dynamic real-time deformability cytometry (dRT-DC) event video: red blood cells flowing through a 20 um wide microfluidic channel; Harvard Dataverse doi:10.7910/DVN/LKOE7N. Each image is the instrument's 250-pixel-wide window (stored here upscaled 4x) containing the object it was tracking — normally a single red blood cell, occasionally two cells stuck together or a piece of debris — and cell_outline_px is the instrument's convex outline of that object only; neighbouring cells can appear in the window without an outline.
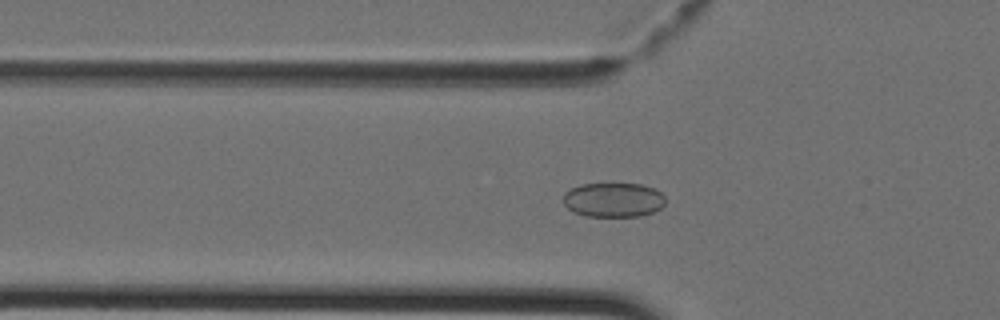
{"species": "Egyptian fruit bat (a non-hibernating species)", "species_latin": "Rousettus aegyptiacus", "temperature_condition": "cold", "stored_images_in_passage": 38, "camera_frame_rate_fps": 3000, "um_per_image_px": 0.085, "animal": {"sex": "female"}, "frame": {"image": 1, "passage_image": 14, "time_ms": 4.333, "image_size_px": [1000, 320], "cell_outline_px": [[664, 204], [660, 208], [652, 212], [640, 216], [584, 216], [572, 212], [564, 204], [564, 192], [572, 188], [584, 184], [640, 184], [656, 188], [664, 196]], "centroid_in_image_um": [52.13, 16.99], "position_along_channel_um": 73.7, "area_um2": 20.46}}
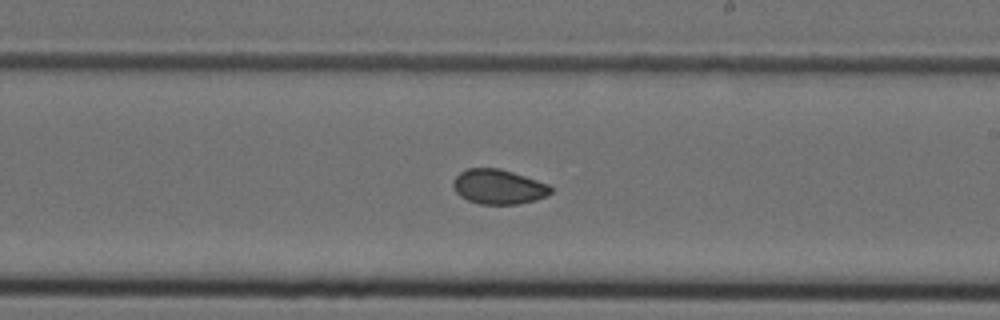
{"frame": {"image": 2, "passage_image": 25, "time_ms": 8.0, "image_size_px": [1000, 320], "cell_outline_px": [[552, 192], [548, 196], [536, 200], [516, 204], [480, 204], [468, 200], [460, 196], [456, 192], [452, 184], [452, 180], [460, 172], [468, 168], [500, 168], [548, 184], [552, 188]], "centroid_in_image_um": [42.36, 15.88], "position_along_channel_um": 246.6, "area_um2": 19.77}}
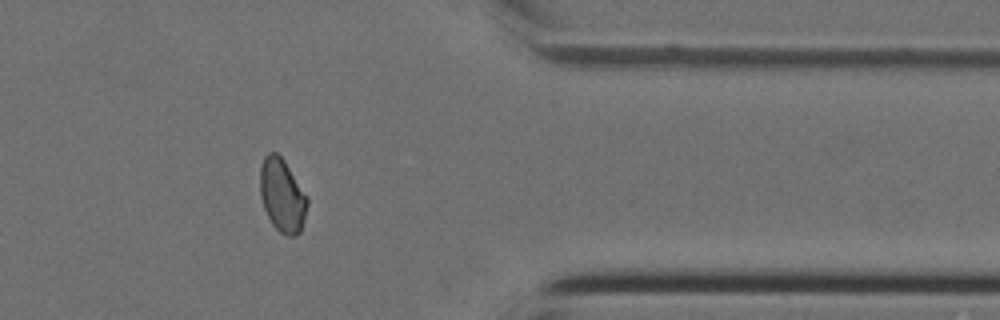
{"frame": {"image": 3, "passage_image": 35, "time_ms": 11.333, "image_size_px": [1000, 320], "cell_outline_px": [[308, 204], [304, 220], [300, 232], [296, 236], [288, 236], [280, 232], [272, 224], [264, 208], [260, 196], [260, 164], [264, 156], [268, 152], [276, 152], [284, 160], [308, 196]], "centroid_in_image_um": [23.99, 16.6], "position_along_channel_um": 387.4, "area_um2": 20.35}}